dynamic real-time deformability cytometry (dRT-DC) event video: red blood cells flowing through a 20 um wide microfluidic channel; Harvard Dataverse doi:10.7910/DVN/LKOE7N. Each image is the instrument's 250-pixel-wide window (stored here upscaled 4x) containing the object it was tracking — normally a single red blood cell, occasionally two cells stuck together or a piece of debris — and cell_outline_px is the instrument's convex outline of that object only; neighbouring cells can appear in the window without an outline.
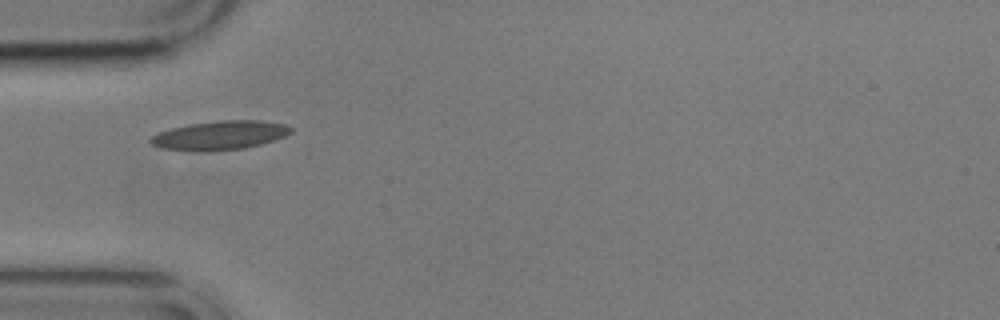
{"species": "common noctule bat (a hibernating species)", "species_latin": "Nyctalus noctula", "temperature_condition": "cold", "stored_images_in_passage": 4, "camera_frame_rate_fps": 3000, "um_per_image_px": 0.085, "animal": {"sex": "male", "body_mass_g": 17.9}, "frame": {"image": 1, "passage_image": 1, "time_ms": 0.0, "image_size_px": [1000, 320], "cell_outline_px": [[292, 132], [284, 136], [260, 144], [244, 148], [212, 152], [196, 152], [160, 148], [152, 144], [148, 140], [152, 136], [160, 132], [172, 128], [192, 124], [220, 120], [260, 120], [284, 124], [292, 128]], "centroid_in_image_um": [18.67, 11.52], "position_along_channel_um": 66.3, "area_um2": 23.7}}
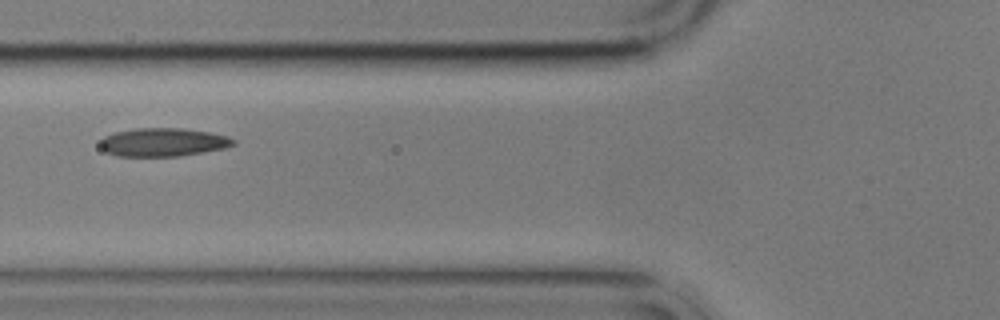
{"frame": {"image": 2, "passage_image": 2, "time_ms": 1.333, "image_size_px": [1000, 320], "cell_outline_px": [[236, 144], [224, 148], [204, 152], [180, 156], [116, 156], [104, 152], [100, 148], [100, 140], [104, 136], [112, 132], [132, 128], [180, 128], [208, 132], [228, 136], [236, 140]], "centroid_in_image_um": [13.81, 12.09], "position_along_channel_um": 112.0, "area_um2": 22.31}}
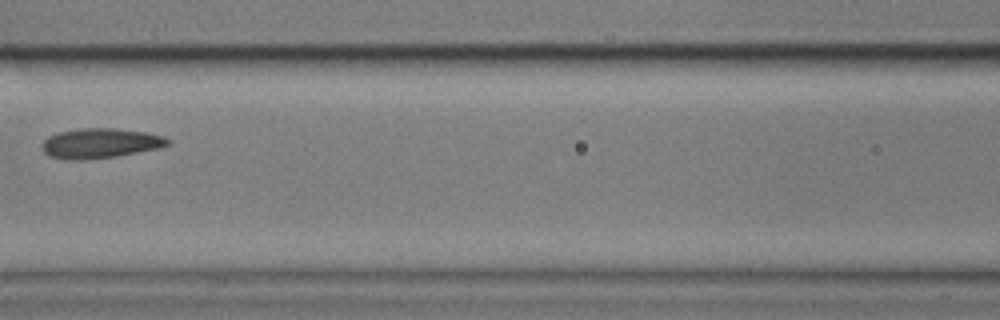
{"frame": {"image": 3, "passage_image": 3, "time_ms": 2.667, "image_size_px": [1000, 320], "cell_outline_px": [[172, 144], [160, 148], [116, 156], [88, 160], [64, 160], [48, 156], [44, 152], [44, 140], [48, 136], [56, 132], [80, 128], [112, 128], [144, 132], [164, 136], [172, 140]], "centroid_in_image_um": [8.54, 12.18], "position_along_channel_um": 158.1, "area_um2": 22.14}}